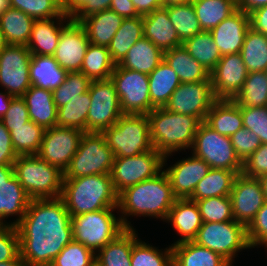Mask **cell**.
<instances>
[{
	"mask_svg": "<svg viewBox=\"0 0 267 266\" xmlns=\"http://www.w3.org/2000/svg\"><path fill=\"white\" fill-rule=\"evenodd\" d=\"M16 228L26 266H50L73 240L71 216L60 197L31 199Z\"/></svg>",
	"mask_w": 267,
	"mask_h": 266,
	"instance_id": "1",
	"label": "cell"
},
{
	"mask_svg": "<svg viewBox=\"0 0 267 266\" xmlns=\"http://www.w3.org/2000/svg\"><path fill=\"white\" fill-rule=\"evenodd\" d=\"M177 198L164 170L156 176L130 186L118 194L117 209L122 213L121 222L126 229H133L129 216H150L166 220Z\"/></svg>",
	"mask_w": 267,
	"mask_h": 266,
	"instance_id": "2",
	"label": "cell"
},
{
	"mask_svg": "<svg viewBox=\"0 0 267 266\" xmlns=\"http://www.w3.org/2000/svg\"><path fill=\"white\" fill-rule=\"evenodd\" d=\"M60 198L70 216L118 206L110 174L63 179Z\"/></svg>",
	"mask_w": 267,
	"mask_h": 266,
	"instance_id": "3",
	"label": "cell"
},
{
	"mask_svg": "<svg viewBox=\"0 0 267 266\" xmlns=\"http://www.w3.org/2000/svg\"><path fill=\"white\" fill-rule=\"evenodd\" d=\"M147 115L151 143L156 151L164 155L163 166H166L167 158L176 151L192 148L201 123L196 117L174 113L164 107L154 108Z\"/></svg>",
	"mask_w": 267,
	"mask_h": 266,
	"instance_id": "4",
	"label": "cell"
},
{
	"mask_svg": "<svg viewBox=\"0 0 267 266\" xmlns=\"http://www.w3.org/2000/svg\"><path fill=\"white\" fill-rule=\"evenodd\" d=\"M14 175L31 199L59 198L63 172L37 155L17 156Z\"/></svg>",
	"mask_w": 267,
	"mask_h": 266,
	"instance_id": "5",
	"label": "cell"
},
{
	"mask_svg": "<svg viewBox=\"0 0 267 266\" xmlns=\"http://www.w3.org/2000/svg\"><path fill=\"white\" fill-rule=\"evenodd\" d=\"M114 210L106 208L71 216L73 240L96 254L126 230L121 218L113 214Z\"/></svg>",
	"mask_w": 267,
	"mask_h": 266,
	"instance_id": "6",
	"label": "cell"
},
{
	"mask_svg": "<svg viewBox=\"0 0 267 266\" xmlns=\"http://www.w3.org/2000/svg\"><path fill=\"white\" fill-rule=\"evenodd\" d=\"M102 133L114 157H131L153 149L148 115L123 114Z\"/></svg>",
	"mask_w": 267,
	"mask_h": 266,
	"instance_id": "7",
	"label": "cell"
},
{
	"mask_svg": "<svg viewBox=\"0 0 267 266\" xmlns=\"http://www.w3.org/2000/svg\"><path fill=\"white\" fill-rule=\"evenodd\" d=\"M114 155L102 132H85L79 148L63 173V179L110 174Z\"/></svg>",
	"mask_w": 267,
	"mask_h": 266,
	"instance_id": "8",
	"label": "cell"
},
{
	"mask_svg": "<svg viewBox=\"0 0 267 266\" xmlns=\"http://www.w3.org/2000/svg\"><path fill=\"white\" fill-rule=\"evenodd\" d=\"M193 241L216 252L231 266H233V258H235L237 252L251 248L247 238L246 226L236 220L203 222Z\"/></svg>",
	"mask_w": 267,
	"mask_h": 266,
	"instance_id": "9",
	"label": "cell"
},
{
	"mask_svg": "<svg viewBox=\"0 0 267 266\" xmlns=\"http://www.w3.org/2000/svg\"><path fill=\"white\" fill-rule=\"evenodd\" d=\"M191 150L211 168L243 170V163L237 157L230 137L220 135L205 122L199 124Z\"/></svg>",
	"mask_w": 267,
	"mask_h": 266,
	"instance_id": "10",
	"label": "cell"
},
{
	"mask_svg": "<svg viewBox=\"0 0 267 266\" xmlns=\"http://www.w3.org/2000/svg\"><path fill=\"white\" fill-rule=\"evenodd\" d=\"M164 155L154 148L131 157H114L110 172L115 192L136 185L159 174L163 169Z\"/></svg>",
	"mask_w": 267,
	"mask_h": 266,
	"instance_id": "11",
	"label": "cell"
},
{
	"mask_svg": "<svg viewBox=\"0 0 267 266\" xmlns=\"http://www.w3.org/2000/svg\"><path fill=\"white\" fill-rule=\"evenodd\" d=\"M123 114L147 115L151 112L148 74L115 66L111 74Z\"/></svg>",
	"mask_w": 267,
	"mask_h": 266,
	"instance_id": "12",
	"label": "cell"
},
{
	"mask_svg": "<svg viewBox=\"0 0 267 266\" xmlns=\"http://www.w3.org/2000/svg\"><path fill=\"white\" fill-rule=\"evenodd\" d=\"M91 104L87 114V132H103L123 115L114 82L93 80L89 89Z\"/></svg>",
	"mask_w": 267,
	"mask_h": 266,
	"instance_id": "13",
	"label": "cell"
},
{
	"mask_svg": "<svg viewBox=\"0 0 267 266\" xmlns=\"http://www.w3.org/2000/svg\"><path fill=\"white\" fill-rule=\"evenodd\" d=\"M84 133L80 129L60 126L47 128L37 156L64 173L77 152Z\"/></svg>",
	"mask_w": 267,
	"mask_h": 266,
	"instance_id": "14",
	"label": "cell"
},
{
	"mask_svg": "<svg viewBox=\"0 0 267 266\" xmlns=\"http://www.w3.org/2000/svg\"><path fill=\"white\" fill-rule=\"evenodd\" d=\"M31 53L27 46L8 45L0 53V85L5 92L18 97L32 86L29 64Z\"/></svg>",
	"mask_w": 267,
	"mask_h": 266,
	"instance_id": "15",
	"label": "cell"
},
{
	"mask_svg": "<svg viewBox=\"0 0 267 266\" xmlns=\"http://www.w3.org/2000/svg\"><path fill=\"white\" fill-rule=\"evenodd\" d=\"M216 100L211 80L181 83L164 108L174 113L194 116L204 122Z\"/></svg>",
	"mask_w": 267,
	"mask_h": 266,
	"instance_id": "16",
	"label": "cell"
},
{
	"mask_svg": "<svg viewBox=\"0 0 267 266\" xmlns=\"http://www.w3.org/2000/svg\"><path fill=\"white\" fill-rule=\"evenodd\" d=\"M230 198L234 220L246 227L266 202L260 181L242 173L235 178Z\"/></svg>",
	"mask_w": 267,
	"mask_h": 266,
	"instance_id": "17",
	"label": "cell"
},
{
	"mask_svg": "<svg viewBox=\"0 0 267 266\" xmlns=\"http://www.w3.org/2000/svg\"><path fill=\"white\" fill-rule=\"evenodd\" d=\"M248 73L240 53L223 55L210 72L215 97L233 100L242 89Z\"/></svg>",
	"mask_w": 267,
	"mask_h": 266,
	"instance_id": "18",
	"label": "cell"
},
{
	"mask_svg": "<svg viewBox=\"0 0 267 266\" xmlns=\"http://www.w3.org/2000/svg\"><path fill=\"white\" fill-rule=\"evenodd\" d=\"M89 44L84 27L79 21L72 19L62 29L53 56L60 67L67 72H80Z\"/></svg>",
	"mask_w": 267,
	"mask_h": 266,
	"instance_id": "19",
	"label": "cell"
},
{
	"mask_svg": "<svg viewBox=\"0 0 267 266\" xmlns=\"http://www.w3.org/2000/svg\"><path fill=\"white\" fill-rule=\"evenodd\" d=\"M31 198L14 175L13 166H0V226H16L24 217ZM18 215L14 222L5 218Z\"/></svg>",
	"mask_w": 267,
	"mask_h": 266,
	"instance_id": "20",
	"label": "cell"
},
{
	"mask_svg": "<svg viewBox=\"0 0 267 266\" xmlns=\"http://www.w3.org/2000/svg\"><path fill=\"white\" fill-rule=\"evenodd\" d=\"M211 167L193 154L163 169L177 199L189 198L196 185L208 174Z\"/></svg>",
	"mask_w": 267,
	"mask_h": 266,
	"instance_id": "21",
	"label": "cell"
},
{
	"mask_svg": "<svg viewBox=\"0 0 267 266\" xmlns=\"http://www.w3.org/2000/svg\"><path fill=\"white\" fill-rule=\"evenodd\" d=\"M249 28V15L240 9L213 28L210 33L221 56L240 53Z\"/></svg>",
	"mask_w": 267,
	"mask_h": 266,
	"instance_id": "22",
	"label": "cell"
},
{
	"mask_svg": "<svg viewBox=\"0 0 267 266\" xmlns=\"http://www.w3.org/2000/svg\"><path fill=\"white\" fill-rule=\"evenodd\" d=\"M55 19L56 21H54ZM71 20L72 18L64 12L59 17L35 20L27 44L30 53L32 55L53 56L58 46L62 29L67 25L66 22Z\"/></svg>",
	"mask_w": 267,
	"mask_h": 266,
	"instance_id": "23",
	"label": "cell"
},
{
	"mask_svg": "<svg viewBox=\"0 0 267 266\" xmlns=\"http://www.w3.org/2000/svg\"><path fill=\"white\" fill-rule=\"evenodd\" d=\"M144 37L148 38L163 53L182 46L176 29L165 7L155 9L143 16Z\"/></svg>",
	"mask_w": 267,
	"mask_h": 266,
	"instance_id": "24",
	"label": "cell"
},
{
	"mask_svg": "<svg viewBox=\"0 0 267 266\" xmlns=\"http://www.w3.org/2000/svg\"><path fill=\"white\" fill-rule=\"evenodd\" d=\"M167 221L171 222L172 227L181 236L172 245L193 241L203 223L197 203L188 198L175 200L165 222Z\"/></svg>",
	"mask_w": 267,
	"mask_h": 266,
	"instance_id": "25",
	"label": "cell"
},
{
	"mask_svg": "<svg viewBox=\"0 0 267 266\" xmlns=\"http://www.w3.org/2000/svg\"><path fill=\"white\" fill-rule=\"evenodd\" d=\"M123 19L113 10L106 9L82 17L79 23L84 27L90 44L108 47Z\"/></svg>",
	"mask_w": 267,
	"mask_h": 266,
	"instance_id": "26",
	"label": "cell"
},
{
	"mask_svg": "<svg viewBox=\"0 0 267 266\" xmlns=\"http://www.w3.org/2000/svg\"><path fill=\"white\" fill-rule=\"evenodd\" d=\"M22 98L31 121L44 129L57 126L58 109L54 103L52 91L31 86Z\"/></svg>",
	"mask_w": 267,
	"mask_h": 266,
	"instance_id": "27",
	"label": "cell"
},
{
	"mask_svg": "<svg viewBox=\"0 0 267 266\" xmlns=\"http://www.w3.org/2000/svg\"><path fill=\"white\" fill-rule=\"evenodd\" d=\"M204 122L220 135L231 137L243 127L240 106L231 99H217Z\"/></svg>",
	"mask_w": 267,
	"mask_h": 266,
	"instance_id": "28",
	"label": "cell"
},
{
	"mask_svg": "<svg viewBox=\"0 0 267 266\" xmlns=\"http://www.w3.org/2000/svg\"><path fill=\"white\" fill-rule=\"evenodd\" d=\"M163 60L164 53L143 36L128 50L118 66L150 74Z\"/></svg>",
	"mask_w": 267,
	"mask_h": 266,
	"instance_id": "29",
	"label": "cell"
},
{
	"mask_svg": "<svg viewBox=\"0 0 267 266\" xmlns=\"http://www.w3.org/2000/svg\"><path fill=\"white\" fill-rule=\"evenodd\" d=\"M32 86L53 91L66 79L67 71L62 69L54 56L31 55L29 64Z\"/></svg>",
	"mask_w": 267,
	"mask_h": 266,
	"instance_id": "30",
	"label": "cell"
},
{
	"mask_svg": "<svg viewBox=\"0 0 267 266\" xmlns=\"http://www.w3.org/2000/svg\"><path fill=\"white\" fill-rule=\"evenodd\" d=\"M173 266H231L216 252L196 244L194 241L171 245Z\"/></svg>",
	"mask_w": 267,
	"mask_h": 266,
	"instance_id": "31",
	"label": "cell"
},
{
	"mask_svg": "<svg viewBox=\"0 0 267 266\" xmlns=\"http://www.w3.org/2000/svg\"><path fill=\"white\" fill-rule=\"evenodd\" d=\"M138 239L135 229H126L95 254L97 266H131V252Z\"/></svg>",
	"mask_w": 267,
	"mask_h": 266,
	"instance_id": "32",
	"label": "cell"
},
{
	"mask_svg": "<svg viewBox=\"0 0 267 266\" xmlns=\"http://www.w3.org/2000/svg\"><path fill=\"white\" fill-rule=\"evenodd\" d=\"M151 111L163 108L175 89L181 84L176 72L163 60L150 74Z\"/></svg>",
	"mask_w": 267,
	"mask_h": 266,
	"instance_id": "33",
	"label": "cell"
},
{
	"mask_svg": "<svg viewBox=\"0 0 267 266\" xmlns=\"http://www.w3.org/2000/svg\"><path fill=\"white\" fill-rule=\"evenodd\" d=\"M164 61L176 72L181 83L209 81L210 73L182 46L164 52Z\"/></svg>",
	"mask_w": 267,
	"mask_h": 266,
	"instance_id": "34",
	"label": "cell"
},
{
	"mask_svg": "<svg viewBox=\"0 0 267 266\" xmlns=\"http://www.w3.org/2000/svg\"><path fill=\"white\" fill-rule=\"evenodd\" d=\"M241 173L242 171L211 168L196 185L188 199L196 202L210 197L228 196L232 191L235 178Z\"/></svg>",
	"mask_w": 267,
	"mask_h": 266,
	"instance_id": "35",
	"label": "cell"
},
{
	"mask_svg": "<svg viewBox=\"0 0 267 266\" xmlns=\"http://www.w3.org/2000/svg\"><path fill=\"white\" fill-rule=\"evenodd\" d=\"M34 22L31 16L12 7L0 13V27L8 45L27 46Z\"/></svg>",
	"mask_w": 267,
	"mask_h": 266,
	"instance_id": "36",
	"label": "cell"
},
{
	"mask_svg": "<svg viewBox=\"0 0 267 266\" xmlns=\"http://www.w3.org/2000/svg\"><path fill=\"white\" fill-rule=\"evenodd\" d=\"M144 36L143 16L124 18L108 46L113 62L118 65L128 50Z\"/></svg>",
	"mask_w": 267,
	"mask_h": 266,
	"instance_id": "37",
	"label": "cell"
},
{
	"mask_svg": "<svg viewBox=\"0 0 267 266\" xmlns=\"http://www.w3.org/2000/svg\"><path fill=\"white\" fill-rule=\"evenodd\" d=\"M202 31L213 28L237 10V0H192Z\"/></svg>",
	"mask_w": 267,
	"mask_h": 266,
	"instance_id": "38",
	"label": "cell"
},
{
	"mask_svg": "<svg viewBox=\"0 0 267 266\" xmlns=\"http://www.w3.org/2000/svg\"><path fill=\"white\" fill-rule=\"evenodd\" d=\"M240 55L248 72L267 70V35L248 29Z\"/></svg>",
	"mask_w": 267,
	"mask_h": 266,
	"instance_id": "39",
	"label": "cell"
},
{
	"mask_svg": "<svg viewBox=\"0 0 267 266\" xmlns=\"http://www.w3.org/2000/svg\"><path fill=\"white\" fill-rule=\"evenodd\" d=\"M182 45L190 56L202 64L209 73L222 57L210 31H202L185 40Z\"/></svg>",
	"mask_w": 267,
	"mask_h": 266,
	"instance_id": "40",
	"label": "cell"
},
{
	"mask_svg": "<svg viewBox=\"0 0 267 266\" xmlns=\"http://www.w3.org/2000/svg\"><path fill=\"white\" fill-rule=\"evenodd\" d=\"M115 66L108 47L89 44L80 72L91 81L107 80L110 79Z\"/></svg>",
	"mask_w": 267,
	"mask_h": 266,
	"instance_id": "41",
	"label": "cell"
},
{
	"mask_svg": "<svg viewBox=\"0 0 267 266\" xmlns=\"http://www.w3.org/2000/svg\"><path fill=\"white\" fill-rule=\"evenodd\" d=\"M233 100L240 107H267V72H249Z\"/></svg>",
	"mask_w": 267,
	"mask_h": 266,
	"instance_id": "42",
	"label": "cell"
},
{
	"mask_svg": "<svg viewBox=\"0 0 267 266\" xmlns=\"http://www.w3.org/2000/svg\"><path fill=\"white\" fill-rule=\"evenodd\" d=\"M164 7L182 43L202 32L192 2L169 4Z\"/></svg>",
	"mask_w": 267,
	"mask_h": 266,
	"instance_id": "43",
	"label": "cell"
},
{
	"mask_svg": "<svg viewBox=\"0 0 267 266\" xmlns=\"http://www.w3.org/2000/svg\"><path fill=\"white\" fill-rule=\"evenodd\" d=\"M91 98L87 91L58 108L57 126L80 129L87 132V114Z\"/></svg>",
	"mask_w": 267,
	"mask_h": 266,
	"instance_id": "44",
	"label": "cell"
},
{
	"mask_svg": "<svg viewBox=\"0 0 267 266\" xmlns=\"http://www.w3.org/2000/svg\"><path fill=\"white\" fill-rule=\"evenodd\" d=\"M45 129L33 121L24 126L13 127L10 136L17 156L37 155Z\"/></svg>",
	"mask_w": 267,
	"mask_h": 266,
	"instance_id": "45",
	"label": "cell"
},
{
	"mask_svg": "<svg viewBox=\"0 0 267 266\" xmlns=\"http://www.w3.org/2000/svg\"><path fill=\"white\" fill-rule=\"evenodd\" d=\"M131 266H173L172 246L163 252L138 238L132 247Z\"/></svg>",
	"mask_w": 267,
	"mask_h": 266,
	"instance_id": "46",
	"label": "cell"
},
{
	"mask_svg": "<svg viewBox=\"0 0 267 266\" xmlns=\"http://www.w3.org/2000/svg\"><path fill=\"white\" fill-rule=\"evenodd\" d=\"M91 80L82 72H68L65 81L52 91L54 103L58 108L88 91Z\"/></svg>",
	"mask_w": 267,
	"mask_h": 266,
	"instance_id": "47",
	"label": "cell"
},
{
	"mask_svg": "<svg viewBox=\"0 0 267 266\" xmlns=\"http://www.w3.org/2000/svg\"><path fill=\"white\" fill-rule=\"evenodd\" d=\"M202 222H226L234 220L230 195L210 197L196 201Z\"/></svg>",
	"mask_w": 267,
	"mask_h": 266,
	"instance_id": "48",
	"label": "cell"
},
{
	"mask_svg": "<svg viewBox=\"0 0 267 266\" xmlns=\"http://www.w3.org/2000/svg\"><path fill=\"white\" fill-rule=\"evenodd\" d=\"M10 6L35 20L59 17L63 13L62 0H10Z\"/></svg>",
	"mask_w": 267,
	"mask_h": 266,
	"instance_id": "49",
	"label": "cell"
},
{
	"mask_svg": "<svg viewBox=\"0 0 267 266\" xmlns=\"http://www.w3.org/2000/svg\"><path fill=\"white\" fill-rule=\"evenodd\" d=\"M95 253L80 242L72 240L54 258L50 266H94Z\"/></svg>",
	"mask_w": 267,
	"mask_h": 266,
	"instance_id": "50",
	"label": "cell"
},
{
	"mask_svg": "<svg viewBox=\"0 0 267 266\" xmlns=\"http://www.w3.org/2000/svg\"><path fill=\"white\" fill-rule=\"evenodd\" d=\"M112 0H62V10L70 18L79 21L92 13L110 9Z\"/></svg>",
	"mask_w": 267,
	"mask_h": 266,
	"instance_id": "51",
	"label": "cell"
},
{
	"mask_svg": "<svg viewBox=\"0 0 267 266\" xmlns=\"http://www.w3.org/2000/svg\"><path fill=\"white\" fill-rule=\"evenodd\" d=\"M243 127L254 132L267 144V107H240Z\"/></svg>",
	"mask_w": 267,
	"mask_h": 266,
	"instance_id": "52",
	"label": "cell"
},
{
	"mask_svg": "<svg viewBox=\"0 0 267 266\" xmlns=\"http://www.w3.org/2000/svg\"><path fill=\"white\" fill-rule=\"evenodd\" d=\"M230 139L235 153L242 163L262 144L259 137L245 127L240 128Z\"/></svg>",
	"mask_w": 267,
	"mask_h": 266,
	"instance_id": "53",
	"label": "cell"
},
{
	"mask_svg": "<svg viewBox=\"0 0 267 266\" xmlns=\"http://www.w3.org/2000/svg\"><path fill=\"white\" fill-rule=\"evenodd\" d=\"M20 256V239L16 226H0V262Z\"/></svg>",
	"mask_w": 267,
	"mask_h": 266,
	"instance_id": "54",
	"label": "cell"
},
{
	"mask_svg": "<svg viewBox=\"0 0 267 266\" xmlns=\"http://www.w3.org/2000/svg\"><path fill=\"white\" fill-rule=\"evenodd\" d=\"M246 229L248 242L251 248L255 246L258 247V245H265L267 248V201Z\"/></svg>",
	"mask_w": 267,
	"mask_h": 266,
	"instance_id": "55",
	"label": "cell"
},
{
	"mask_svg": "<svg viewBox=\"0 0 267 266\" xmlns=\"http://www.w3.org/2000/svg\"><path fill=\"white\" fill-rule=\"evenodd\" d=\"M8 131L13 127L24 126L30 121L28 109L22 96L13 97L9 109L0 120Z\"/></svg>",
	"mask_w": 267,
	"mask_h": 266,
	"instance_id": "56",
	"label": "cell"
},
{
	"mask_svg": "<svg viewBox=\"0 0 267 266\" xmlns=\"http://www.w3.org/2000/svg\"><path fill=\"white\" fill-rule=\"evenodd\" d=\"M242 174L246 177L257 179L267 174V144H261V146L243 162Z\"/></svg>",
	"mask_w": 267,
	"mask_h": 266,
	"instance_id": "57",
	"label": "cell"
},
{
	"mask_svg": "<svg viewBox=\"0 0 267 266\" xmlns=\"http://www.w3.org/2000/svg\"><path fill=\"white\" fill-rule=\"evenodd\" d=\"M16 159L10 133L0 121V166H13Z\"/></svg>",
	"mask_w": 267,
	"mask_h": 266,
	"instance_id": "58",
	"label": "cell"
},
{
	"mask_svg": "<svg viewBox=\"0 0 267 266\" xmlns=\"http://www.w3.org/2000/svg\"><path fill=\"white\" fill-rule=\"evenodd\" d=\"M249 18L254 31L267 35V5L251 12Z\"/></svg>",
	"mask_w": 267,
	"mask_h": 266,
	"instance_id": "59",
	"label": "cell"
},
{
	"mask_svg": "<svg viewBox=\"0 0 267 266\" xmlns=\"http://www.w3.org/2000/svg\"><path fill=\"white\" fill-rule=\"evenodd\" d=\"M110 9L123 18H135L140 16L131 0H112Z\"/></svg>",
	"mask_w": 267,
	"mask_h": 266,
	"instance_id": "60",
	"label": "cell"
},
{
	"mask_svg": "<svg viewBox=\"0 0 267 266\" xmlns=\"http://www.w3.org/2000/svg\"><path fill=\"white\" fill-rule=\"evenodd\" d=\"M139 15H146L163 7L162 0H131Z\"/></svg>",
	"mask_w": 267,
	"mask_h": 266,
	"instance_id": "61",
	"label": "cell"
},
{
	"mask_svg": "<svg viewBox=\"0 0 267 266\" xmlns=\"http://www.w3.org/2000/svg\"><path fill=\"white\" fill-rule=\"evenodd\" d=\"M266 5L267 0H237V9H240L248 15Z\"/></svg>",
	"mask_w": 267,
	"mask_h": 266,
	"instance_id": "62",
	"label": "cell"
},
{
	"mask_svg": "<svg viewBox=\"0 0 267 266\" xmlns=\"http://www.w3.org/2000/svg\"><path fill=\"white\" fill-rule=\"evenodd\" d=\"M13 97L14 96L8 94L7 92H0V120L9 109Z\"/></svg>",
	"mask_w": 267,
	"mask_h": 266,
	"instance_id": "63",
	"label": "cell"
},
{
	"mask_svg": "<svg viewBox=\"0 0 267 266\" xmlns=\"http://www.w3.org/2000/svg\"><path fill=\"white\" fill-rule=\"evenodd\" d=\"M0 266H26V265L21 256H19L17 259L14 260L0 262Z\"/></svg>",
	"mask_w": 267,
	"mask_h": 266,
	"instance_id": "64",
	"label": "cell"
},
{
	"mask_svg": "<svg viewBox=\"0 0 267 266\" xmlns=\"http://www.w3.org/2000/svg\"><path fill=\"white\" fill-rule=\"evenodd\" d=\"M261 183L263 194L265 196V200L267 201V174L258 178Z\"/></svg>",
	"mask_w": 267,
	"mask_h": 266,
	"instance_id": "65",
	"label": "cell"
},
{
	"mask_svg": "<svg viewBox=\"0 0 267 266\" xmlns=\"http://www.w3.org/2000/svg\"><path fill=\"white\" fill-rule=\"evenodd\" d=\"M8 46V43L4 37V34L0 27V53Z\"/></svg>",
	"mask_w": 267,
	"mask_h": 266,
	"instance_id": "66",
	"label": "cell"
},
{
	"mask_svg": "<svg viewBox=\"0 0 267 266\" xmlns=\"http://www.w3.org/2000/svg\"><path fill=\"white\" fill-rule=\"evenodd\" d=\"M163 7L169 4L190 3L192 0H162Z\"/></svg>",
	"mask_w": 267,
	"mask_h": 266,
	"instance_id": "67",
	"label": "cell"
},
{
	"mask_svg": "<svg viewBox=\"0 0 267 266\" xmlns=\"http://www.w3.org/2000/svg\"><path fill=\"white\" fill-rule=\"evenodd\" d=\"M10 6V0H0V13H3Z\"/></svg>",
	"mask_w": 267,
	"mask_h": 266,
	"instance_id": "68",
	"label": "cell"
}]
</instances>
